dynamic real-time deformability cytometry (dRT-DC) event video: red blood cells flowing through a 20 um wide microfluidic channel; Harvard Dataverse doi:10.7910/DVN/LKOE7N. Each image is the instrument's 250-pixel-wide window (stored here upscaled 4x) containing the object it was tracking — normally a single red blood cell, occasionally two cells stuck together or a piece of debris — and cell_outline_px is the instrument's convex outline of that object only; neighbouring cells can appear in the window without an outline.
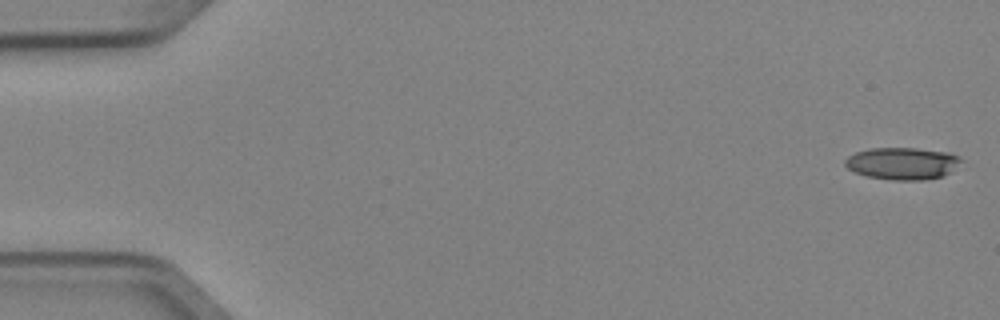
{"species": "Egyptian fruit bat (a non-hibernating species)", "species_latin": "Rousettus aegyptiacus", "temperature_condition": "cold", "stored_images_in_passage": 5, "camera_frame_rate_fps": 3000, "um_per_image_px": 0.085, "animal": {"sex": "female"}, "frame": {"image": 1, "passage_image": 1, "time_ms": 0.0, "image_size_px": [1000, 320], "cell_outline_px": [[960, 160], [948, 172], [940, 176], [924, 180], [892, 180], [868, 176], [856, 172], [848, 168], [844, 164], [844, 160], [848, 156], [856, 152], [872, 148], [916, 148], [948, 152], [956, 156]], "centroid_in_image_um": [76.62, 13.88], "position_along_channel_um": 8.4, "area_um2": 21.21}}
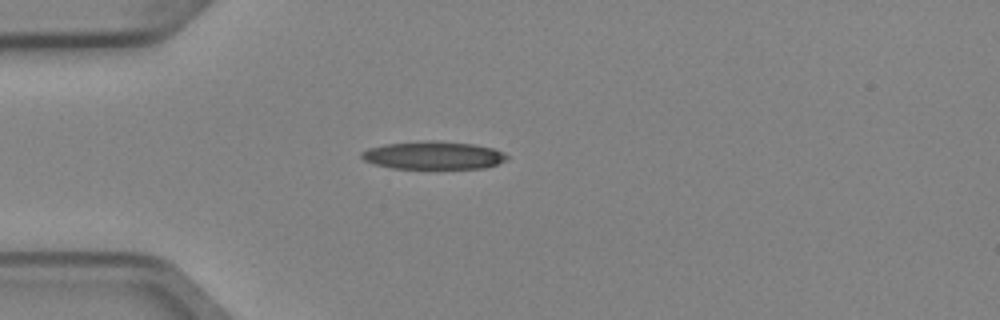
{"frame": {"image": 2, "passage_image": 4, "time_ms": 1.0, "image_size_px": [1000, 320], "cell_outline_px": [[508, 160], [484, 168], [392, 168], [372, 164], [364, 160], [360, 156], [360, 152], [368, 148], [384, 144], [424, 140], [440, 140], [476, 144], [492, 148], [504, 152], [508, 156]], "centroid_in_image_um": [36.82, 13.19], "position_along_channel_um": 48.2, "area_um2": 23.99}}